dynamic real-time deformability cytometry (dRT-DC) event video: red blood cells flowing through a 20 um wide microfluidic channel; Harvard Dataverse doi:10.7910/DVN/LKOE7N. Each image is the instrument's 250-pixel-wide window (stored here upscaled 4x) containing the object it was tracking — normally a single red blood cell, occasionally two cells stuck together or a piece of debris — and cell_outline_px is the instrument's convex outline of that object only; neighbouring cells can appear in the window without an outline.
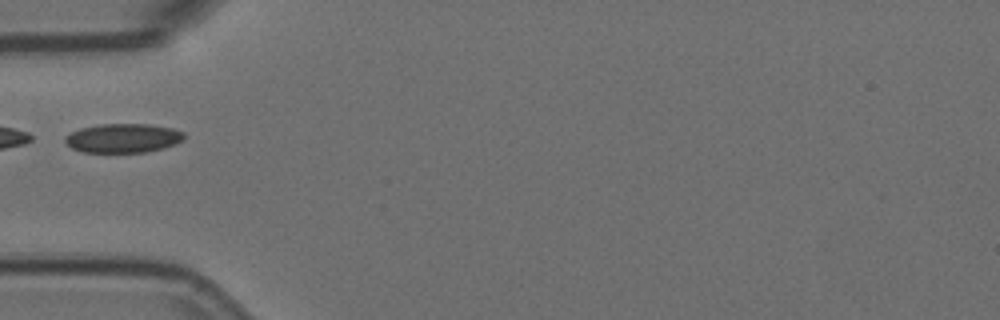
{"species": "Egyptian fruit bat (a non-hibernating species)", "species_latin": "Rousettus aegyptiacus", "temperature_condition": "room temperature", "stored_images_in_passage": 1, "camera_frame_rate_fps": 3000, "um_per_image_px": 0.085, "animal": {"sex": "female"}, "frame": {"image": 1, "passage_image": 1, "time_ms": 0.0, "image_size_px": [1000, 320], "cell_outline_px": [[184, 140], [176, 144], [164, 148], [144, 152], [84, 152], [72, 148], [64, 140], [64, 136], [80, 128], [100, 124], [148, 124], [172, 128], [184, 132]], "centroid_in_image_um": [10.48, 11.74], "position_along_channel_um": 74.5, "area_um2": 20.17}}